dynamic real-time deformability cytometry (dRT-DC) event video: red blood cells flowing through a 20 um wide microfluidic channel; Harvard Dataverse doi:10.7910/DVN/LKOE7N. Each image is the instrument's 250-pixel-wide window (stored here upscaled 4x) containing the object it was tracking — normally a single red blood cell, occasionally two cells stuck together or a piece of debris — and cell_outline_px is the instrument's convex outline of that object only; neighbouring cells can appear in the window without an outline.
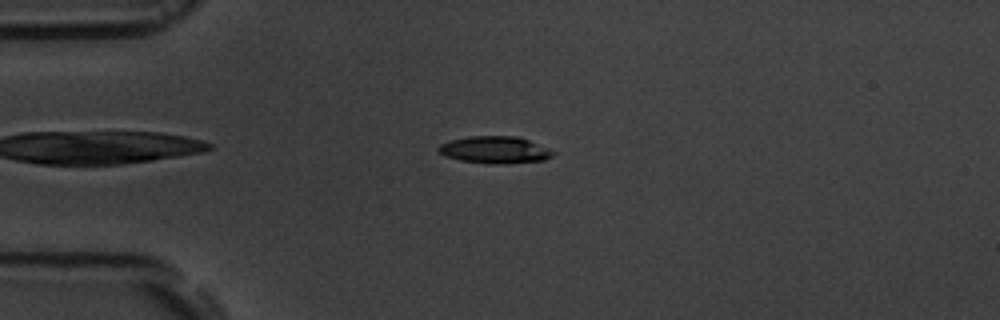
{"species": "common noctule bat (a hibernating species)", "species_latin": "Nyctalus noctula", "temperature_condition": "room temperature", "stored_images_in_passage": 1, "camera_frame_rate_fps": 3000, "um_per_image_px": 0.085, "animal": {"sex": "male", "body_mass_g": 19.5, "forearm_length_mm": 54.6}, "frame": {"image": 1, "passage_image": 1, "time_ms": 0.0, "image_size_px": [1000, 320], "cell_outline_px": [[556, 152], [552, 156], [544, 160], [504, 164], [492, 164], [460, 160], [444, 156], [436, 148], [440, 144], [452, 140], [468, 136], [516, 136], [528, 140], [548, 148]], "centroid_in_image_um": [42.06, 12.74], "position_along_channel_um": 42.9, "area_um2": 18.03}}